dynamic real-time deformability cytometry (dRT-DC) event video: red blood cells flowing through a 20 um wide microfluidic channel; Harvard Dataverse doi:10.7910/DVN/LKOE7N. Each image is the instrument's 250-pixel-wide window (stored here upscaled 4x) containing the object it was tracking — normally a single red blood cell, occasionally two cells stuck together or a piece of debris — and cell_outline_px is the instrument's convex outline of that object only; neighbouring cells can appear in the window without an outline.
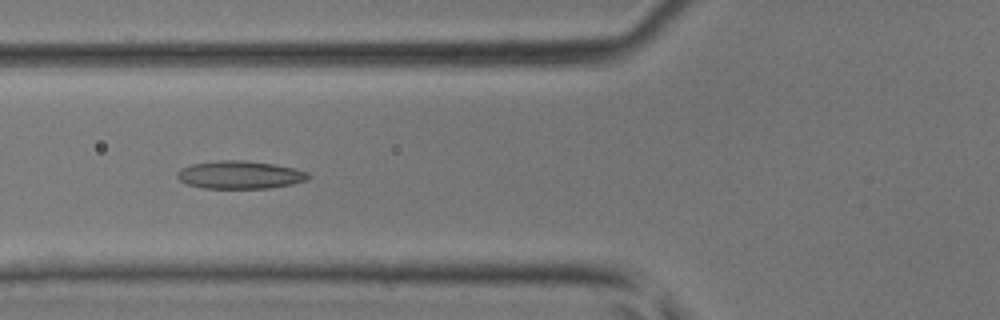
{"species": "common noctule bat (a hibernating species)", "species_latin": "Nyctalus noctula", "temperature_condition": "room temperature", "stored_images_in_passage": 45, "camera_frame_rate_fps": 3000, "um_per_image_px": 0.085, "animal": {"sex": "male", "body_mass_g": 17.9, "forearm_length_mm": 54.2}, "frame": {"image": 1, "passage_image": 18, "time_ms": 5.667, "image_size_px": [1000, 320], "cell_outline_px": [[308, 180], [292, 184], [272, 188], [204, 188], [188, 184], [180, 180], [176, 176], [176, 172], [180, 168], [192, 164], [220, 160], [244, 160], [272, 164], [296, 168], [308, 172]], "centroid_in_image_um": [20.39, 14.86], "position_along_channel_um": 105.4, "area_um2": 21.33}}
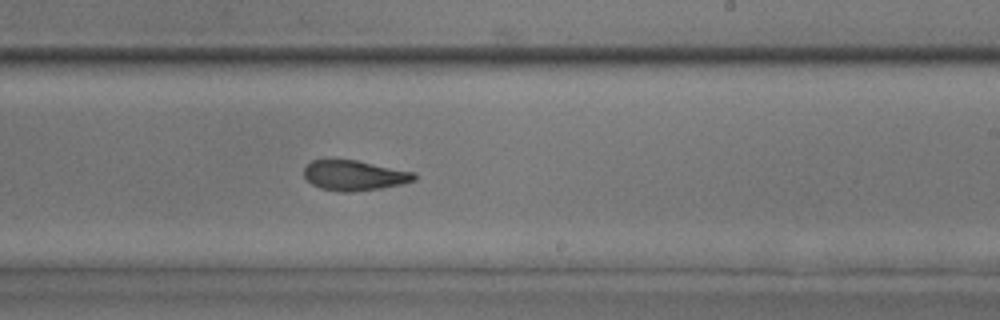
{"frame": {"image": 2, "passage_image": 28, "time_ms": 9.0, "image_size_px": [1000, 320], "cell_outline_px": [[416, 180], [400, 184], [380, 188], [352, 192], [340, 192], [320, 188], [312, 184], [304, 176], [304, 168], [312, 160], [356, 160], [416, 172]], "centroid_in_image_um": [30.13, 14.91], "position_along_channel_um": 258.9, "area_um2": 19.31}}
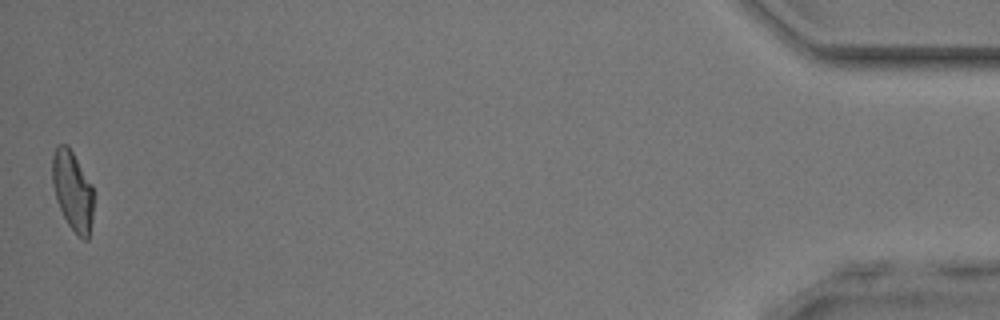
{"frame": {"image": 3, "passage_image": 45, "time_ms": 14.667, "image_size_px": [1000, 320], "cell_outline_px": [[92, 220], [88, 240], [84, 240], [68, 224], [56, 200], [52, 184], [52, 156], [56, 144], [68, 144], [92, 184]], "centroid_in_image_um": [6.15, 16.16], "position_along_channel_um": 429.1, "area_um2": 19.07}}